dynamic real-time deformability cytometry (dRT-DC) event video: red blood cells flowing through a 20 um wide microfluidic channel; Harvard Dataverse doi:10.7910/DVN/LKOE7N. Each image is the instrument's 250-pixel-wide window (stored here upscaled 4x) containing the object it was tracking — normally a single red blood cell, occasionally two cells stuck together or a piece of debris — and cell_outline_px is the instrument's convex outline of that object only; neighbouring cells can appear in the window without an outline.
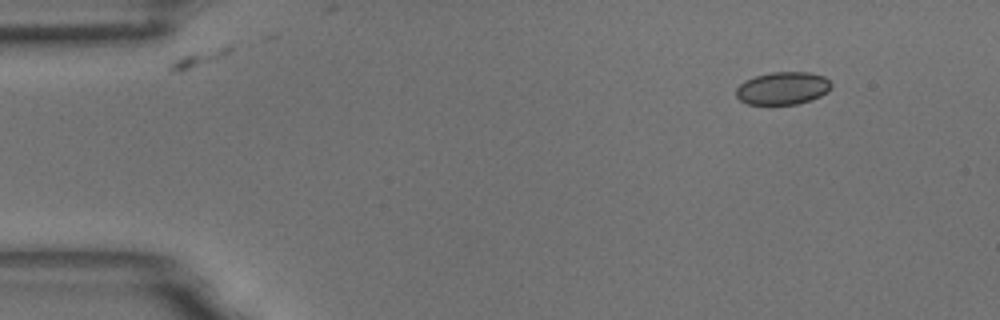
{"species": "common noctule bat (a hibernating species)", "species_latin": "Nyctalus noctula", "temperature_condition": "room temperature", "stored_images_in_passage": 4, "camera_frame_rate_fps": 3000, "um_per_image_px": 0.085, "animal": {"sex": "male", "body_mass_g": 18.8}, "frame": {"image": 1, "passage_image": 1, "time_ms": 0.0, "image_size_px": [1000, 320], "cell_outline_px": [[832, 88], [828, 92], [812, 100], [796, 104], [748, 104], [740, 100], [736, 96], [736, 88], [744, 80], [756, 76], [772, 72], [812, 72], [824, 76], [832, 84]], "centroid_in_image_um": [66.55, 7.49], "position_along_channel_um": 18.4, "area_um2": 18.26}}
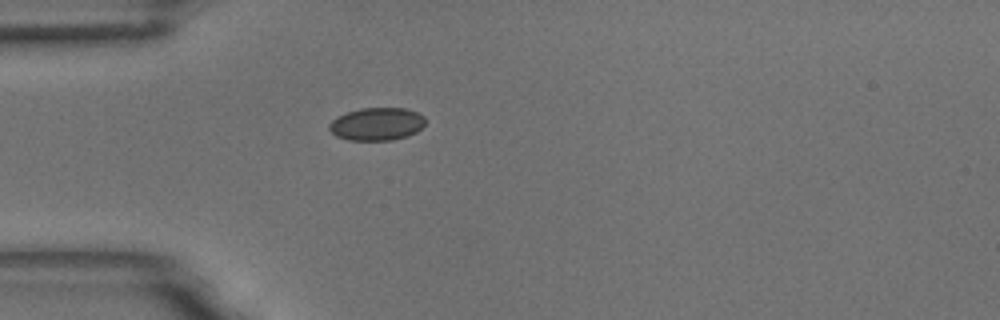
{"frame": {"image": 2, "passage_image": 4, "time_ms": 1.0, "image_size_px": [1000, 320], "cell_outline_px": [[424, 124], [416, 132], [408, 136], [392, 140], [348, 140], [336, 136], [328, 128], [328, 124], [336, 116], [360, 108], [408, 108], [424, 116]], "centroid_in_image_um": [32.01, 10.54], "position_along_channel_um": 53.0, "area_um2": 18.44}}